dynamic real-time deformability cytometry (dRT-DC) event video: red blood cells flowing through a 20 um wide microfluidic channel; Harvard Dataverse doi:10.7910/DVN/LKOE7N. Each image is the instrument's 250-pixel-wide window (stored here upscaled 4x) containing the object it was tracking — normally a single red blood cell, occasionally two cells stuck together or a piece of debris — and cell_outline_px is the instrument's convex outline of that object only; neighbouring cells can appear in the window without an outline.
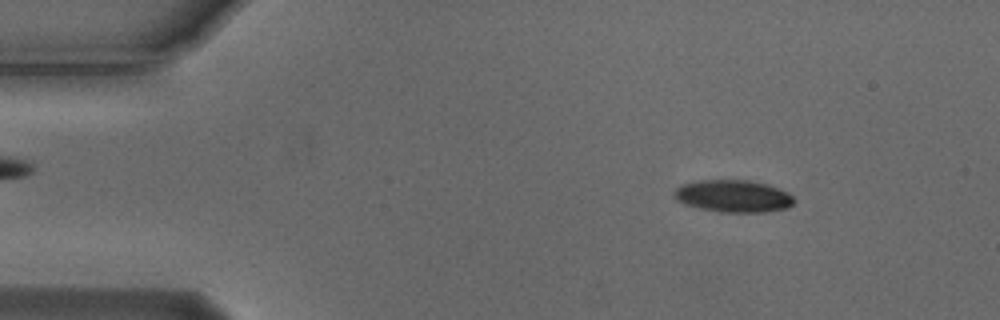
{"species": "Egyptian fruit bat (a non-hibernating species)", "species_latin": "Rousettus aegyptiacus", "temperature_condition": "cold", "stored_images_in_passage": 54, "camera_frame_rate_fps": 3000, "um_per_image_px": 0.085, "animal": {"sex": "male"}, "frame": {"image": 1, "passage_image": 7, "time_ms": 2.0, "image_size_px": [1000, 320], "cell_outline_px": [[796, 200], [788, 208], [760, 212], [720, 212], [684, 204], [676, 200], [672, 196], [676, 188], [680, 184], [700, 180], [748, 180], [768, 184], [788, 192]], "centroid_in_image_um": [62.31, 16.66], "position_along_channel_um": 22.7, "area_um2": 22.6}}
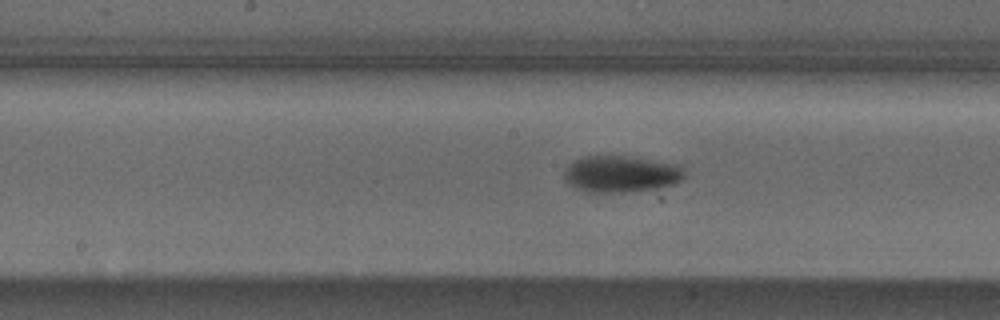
{"frame": {"image": 2, "passage_image": 27, "time_ms": 8.667, "image_size_px": [1000, 320], "cell_outline_px": [[684, 180], [672, 184], [656, 188], [624, 192], [588, 192], [576, 188], [564, 180], [564, 172], [568, 164], [584, 156], [624, 156], [676, 164], [684, 172]], "centroid_in_image_um": [52.75, 14.79], "position_along_channel_um": 195.5, "area_um2": 25.32}}
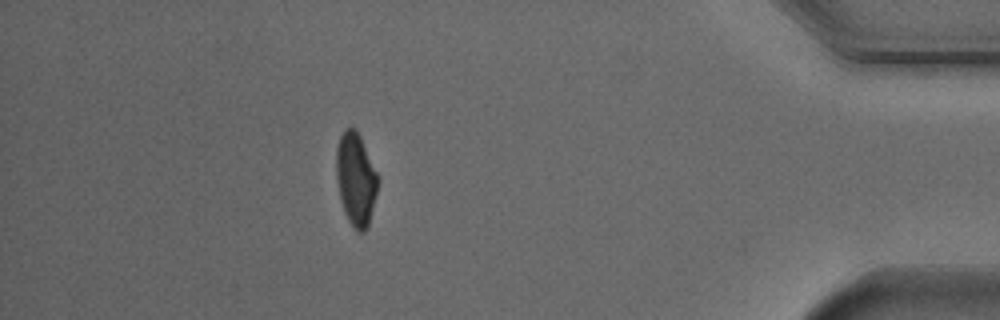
{"frame": {"image": 3, "passage_image": 48, "time_ms": 15.667, "image_size_px": [1000, 320], "cell_outline_px": [[376, 192], [368, 228], [364, 232], [356, 232], [352, 228], [344, 212], [340, 200], [336, 180], [336, 148], [340, 136], [344, 128], [356, 128], [360, 136], [376, 172]], "centroid_in_image_um": [30.2, 15.25], "position_along_channel_um": 405.0, "area_um2": 22.37}, "authors_computed_cell_mechanics": {"area_um2": 22.7154, "velocity_mm_per_s": 3.7295, "shape_relaxation_time_tau1_ms": 3.0182, "shape_relaxation_time_tau2_ms": null, "deformation_change_tau1": 0.1176, "deformation_change_tau2": null}}